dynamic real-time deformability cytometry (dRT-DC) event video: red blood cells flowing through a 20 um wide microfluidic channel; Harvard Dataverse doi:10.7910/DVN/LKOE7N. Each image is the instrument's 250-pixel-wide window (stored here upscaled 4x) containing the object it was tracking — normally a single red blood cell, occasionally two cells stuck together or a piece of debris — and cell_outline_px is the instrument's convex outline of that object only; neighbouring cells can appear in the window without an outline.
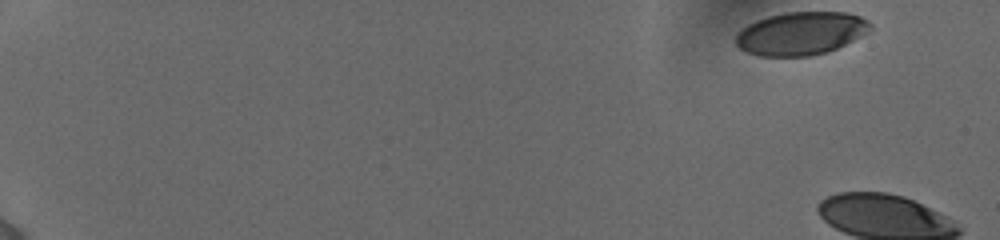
{"species": "human", "species_latin": "Homo sapiens", "temperature_condition": "cold", "stored_images_in_passage": 6, "camera_frame_rate_fps": 3000, "um_per_image_px": 0.085, "donor": {"sex": "female"}, "frame": {"image": 1, "passage_image": 1, "time_ms": 0.0, "image_size_px": [1000, 240], "cell_outline_px": [[872, 28], [868, 32], [828, 52], [808, 56], [756, 56], [740, 48], [736, 44], [736, 36], [748, 24], [756, 20], [768, 16], [784, 12], [848, 12], [860, 16], [868, 20], [872, 24]], "centroid_in_image_um": [68.09, 2.83], "position_along_channel_um": 16.9, "area_um2": 33.7}}